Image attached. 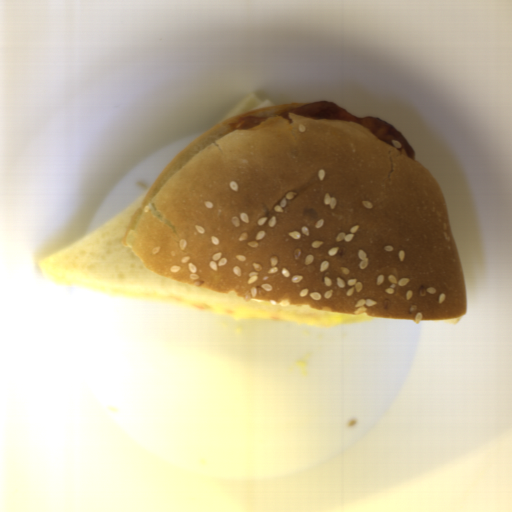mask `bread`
<instances>
[{
	"instance_id": "3",
	"label": "bread",
	"mask_w": 512,
	"mask_h": 512,
	"mask_svg": "<svg viewBox=\"0 0 512 512\" xmlns=\"http://www.w3.org/2000/svg\"><path fill=\"white\" fill-rule=\"evenodd\" d=\"M277 104L274 103L272 100H270L269 98L268 99H265V100H262L256 93L253 94V95H250L248 96L247 98H245L244 100H242L241 102H239L238 104H236L235 106H233L229 111L228 113L223 117L221 123L223 121H225L226 119H228L229 117H232V116H235V115H238V114H241V113H244V112H249V111H253V110H258V109H262V108H267V107H271V106H276Z\"/></svg>"
},
{
	"instance_id": "2",
	"label": "bread",
	"mask_w": 512,
	"mask_h": 512,
	"mask_svg": "<svg viewBox=\"0 0 512 512\" xmlns=\"http://www.w3.org/2000/svg\"><path fill=\"white\" fill-rule=\"evenodd\" d=\"M147 191L120 214L36 262L41 274L58 285L167 302L225 316L326 324L376 322L369 318L250 301L232 292L204 290L148 270L139 255L122 243Z\"/></svg>"
},
{
	"instance_id": "1",
	"label": "bread",
	"mask_w": 512,
	"mask_h": 512,
	"mask_svg": "<svg viewBox=\"0 0 512 512\" xmlns=\"http://www.w3.org/2000/svg\"><path fill=\"white\" fill-rule=\"evenodd\" d=\"M186 145L121 243L161 276L241 299L368 319L468 312L446 198L426 166L369 128L289 111Z\"/></svg>"
}]
</instances>
